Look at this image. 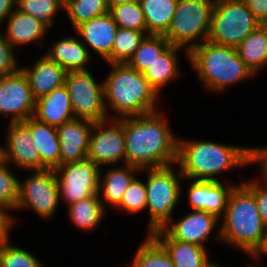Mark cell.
<instances>
[{
  "mask_svg": "<svg viewBox=\"0 0 267 267\" xmlns=\"http://www.w3.org/2000/svg\"><path fill=\"white\" fill-rule=\"evenodd\" d=\"M118 28L147 32L144 14L139 1L120 4L109 10Z\"/></svg>",
  "mask_w": 267,
  "mask_h": 267,
  "instance_id": "obj_34",
  "label": "cell"
},
{
  "mask_svg": "<svg viewBox=\"0 0 267 267\" xmlns=\"http://www.w3.org/2000/svg\"><path fill=\"white\" fill-rule=\"evenodd\" d=\"M148 34L164 35L173 18L178 0H138Z\"/></svg>",
  "mask_w": 267,
  "mask_h": 267,
  "instance_id": "obj_26",
  "label": "cell"
},
{
  "mask_svg": "<svg viewBox=\"0 0 267 267\" xmlns=\"http://www.w3.org/2000/svg\"><path fill=\"white\" fill-rule=\"evenodd\" d=\"M94 122L73 118L56 128L60 141V165L87 158Z\"/></svg>",
  "mask_w": 267,
  "mask_h": 267,
  "instance_id": "obj_14",
  "label": "cell"
},
{
  "mask_svg": "<svg viewBox=\"0 0 267 267\" xmlns=\"http://www.w3.org/2000/svg\"><path fill=\"white\" fill-rule=\"evenodd\" d=\"M218 221L219 218L212 213L194 210L177 223L165 225L162 230L172 239L204 247V241L209 240V234Z\"/></svg>",
  "mask_w": 267,
  "mask_h": 267,
  "instance_id": "obj_16",
  "label": "cell"
},
{
  "mask_svg": "<svg viewBox=\"0 0 267 267\" xmlns=\"http://www.w3.org/2000/svg\"><path fill=\"white\" fill-rule=\"evenodd\" d=\"M158 111L123 118L126 164L138 169L177 163L178 139Z\"/></svg>",
  "mask_w": 267,
  "mask_h": 267,
  "instance_id": "obj_1",
  "label": "cell"
},
{
  "mask_svg": "<svg viewBox=\"0 0 267 267\" xmlns=\"http://www.w3.org/2000/svg\"><path fill=\"white\" fill-rule=\"evenodd\" d=\"M59 200V184L53 169L36 170L24 183L19 182L17 208H33L40 217L48 218L54 214Z\"/></svg>",
  "mask_w": 267,
  "mask_h": 267,
  "instance_id": "obj_11",
  "label": "cell"
},
{
  "mask_svg": "<svg viewBox=\"0 0 267 267\" xmlns=\"http://www.w3.org/2000/svg\"><path fill=\"white\" fill-rule=\"evenodd\" d=\"M7 146L2 147V158L17 167L41 170L38 148L33 144L31 130L23 122H11L8 127Z\"/></svg>",
  "mask_w": 267,
  "mask_h": 267,
  "instance_id": "obj_15",
  "label": "cell"
},
{
  "mask_svg": "<svg viewBox=\"0 0 267 267\" xmlns=\"http://www.w3.org/2000/svg\"><path fill=\"white\" fill-rule=\"evenodd\" d=\"M208 267H220V266L219 265H216V263L214 264V263L211 262V264H209Z\"/></svg>",
  "mask_w": 267,
  "mask_h": 267,
  "instance_id": "obj_47",
  "label": "cell"
},
{
  "mask_svg": "<svg viewBox=\"0 0 267 267\" xmlns=\"http://www.w3.org/2000/svg\"><path fill=\"white\" fill-rule=\"evenodd\" d=\"M99 194L74 202L69 207V216L78 227L82 229H93L100 223L104 207Z\"/></svg>",
  "mask_w": 267,
  "mask_h": 267,
  "instance_id": "obj_29",
  "label": "cell"
},
{
  "mask_svg": "<svg viewBox=\"0 0 267 267\" xmlns=\"http://www.w3.org/2000/svg\"><path fill=\"white\" fill-rule=\"evenodd\" d=\"M137 250L131 267H175L164 246L150 233Z\"/></svg>",
  "mask_w": 267,
  "mask_h": 267,
  "instance_id": "obj_32",
  "label": "cell"
},
{
  "mask_svg": "<svg viewBox=\"0 0 267 267\" xmlns=\"http://www.w3.org/2000/svg\"><path fill=\"white\" fill-rule=\"evenodd\" d=\"M75 29L101 57L106 59L111 54L118 26L110 12L83 22Z\"/></svg>",
  "mask_w": 267,
  "mask_h": 267,
  "instance_id": "obj_20",
  "label": "cell"
},
{
  "mask_svg": "<svg viewBox=\"0 0 267 267\" xmlns=\"http://www.w3.org/2000/svg\"><path fill=\"white\" fill-rule=\"evenodd\" d=\"M76 28L83 22L109 13L106 0H64V8Z\"/></svg>",
  "mask_w": 267,
  "mask_h": 267,
  "instance_id": "obj_33",
  "label": "cell"
},
{
  "mask_svg": "<svg viewBox=\"0 0 267 267\" xmlns=\"http://www.w3.org/2000/svg\"><path fill=\"white\" fill-rule=\"evenodd\" d=\"M8 19L4 36L12 47L37 41L47 32V27L43 23L18 9H14Z\"/></svg>",
  "mask_w": 267,
  "mask_h": 267,
  "instance_id": "obj_23",
  "label": "cell"
},
{
  "mask_svg": "<svg viewBox=\"0 0 267 267\" xmlns=\"http://www.w3.org/2000/svg\"><path fill=\"white\" fill-rule=\"evenodd\" d=\"M138 0H106L109 10L120 4H127Z\"/></svg>",
  "mask_w": 267,
  "mask_h": 267,
  "instance_id": "obj_46",
  "label": "cell"
},
{
  "mask_svg": "<svg viewBox=\"0 0 267 267\" xmlns=\"http://www.w3.org/2000/svg\"><path fill=\"white\" fill-rule=\"evenodd\" d=\"M171 44L163 35L148 34L140 43L138 49L129 59L127 64L144 73Z\"/></svg>",
  "mask_w": 267,
  "mask_h": 267,
  "instance_id": "obj_30",
  "label": "cell"
},
{
  "mask_svg": "<svg viewBox=\"0 0 267 267\" xmlns=\"http://www.w3.org/2000/svg\"><path fill=\"white\" fill-rule=\"evenodd\" d=\"M99 168L88 158L55 168L59 196L70 205L99 194V175L101 174ZM58 174H60L59 177Z\"/></svg>",
  "mask_w": 267,
  "mask_h": 267,
  "instance_id": "obj_10",
  "label": "cell"
},
{
  "mask_svg": "<svg viewBox=\"0 0 267 267\" xmlns=\"http://www.w3.org/2000/svg\"><path fill=\"white\" fill-rule=\"evenodd\" d=\"M10 42L0 34V77L14 74L19 70Z\"/></svg>",
  "mask_w": 267,
  "mask_h": 267,
  "instance_id": "obj_39",
  "label": "cell"
},
{
  "mask_svg": "<svg viewBox=\"0 0 267 267\" xmlns=\"http://www.w3.org/2000/svg\"><path fill=\"white\" fill-rule=\"evenodd\" d=\"M223 219L218 232L221 241L230 242L253 256L263 243L266 225L254 194L243 183L230 192Z\"/></svg>",
  "mask_w": 267,
  "mask_h": 267,
  "instance_id": "obj_3",
  "label": "cell"
},
{
  "mask_svg": "<svg viewBox=\"0 0 267 267\" xmlns=\"http://www.w3.org/2000/svg\"><path fill=\"white\" fill-rule=\"evenodd\" d=\"M253 162H260L262 163V172L264 173V181H266V187H267V148H252L251 154H250V163Z\"/></svg>",
  "mask_w": 267,
  "mask_h": 267,
  "instance_id": "obj_43",
  "label": "cell"
},
{
  "mask_svg": "<svg viewBox=\"0 0 267 267\" xmlns=\"http://www.w3.org/2000/svg\"><path fill=\"white\" fill-rule=\"evenodd\" d=\"M146 202V186L134 178L117 207L128 210L129 213H135L146 208Z\"/></svg>",
  "mask_w": 267,
  "mask_h": 267,
  "instance_id": "obj_38",
  "label": "cell"
},
{
  "mask_svg": "<svg viewBox=\"0 0 267 267\" xmlns=\"http://www.w3.org/2000/svg\"><path fill=\"white\" fill-rule=\"evenodd\" d=\"M186 52L192 68L197 71L208 89L222 91L232 83L240 82L253 74L234 47L205 40L199 44L190 43Z\"/></svg>",
  "mask_w": 267,
  "mask_h": 267,
  "instance_id": "obj_5",
  "label": "cell"
},
{
  "mask_svg": "<svg viewBox=\"0 0 267 267\" xmlns=\"http://www.w3.org/2000/svg\"><path fill=\"white\" fill-rule=\"evenodd\" d=\"M252 148L222 145L210 141L178 140L177 163L182 178L219 181L223 170L250 163Z\"/></svg>",
  "mask_w": 267,
  "mask_h": 267,
  "instance_id": "obj_2",
  "label": "cell"
},
{
  "mask_svg": "<svg viewBox=\"0 0 267 267\" xmlns=\"http://www.w3.org/2000/svg\"><path fill=\"white\" fill-rule=\"evenodd\" d=\"M215 0H178L167 32L163 35L171 45L188 47L201 36L208 39Z\"/></svg>",
  "mask_w": 267,
  "mask_h": 267,
  "instance_id": "obj_8",
  "label": "cell"
},
{
  "mask_svg": "<svg viewBox=\"0 0 267 267\" xmlns=\"http://www.w3.org/2000/svg\"><path fill=\"white\" fill-rule=\"evenodd\" d=\"M148 33L132 29L118 28L111 54L105 59L111 63H127Z\"/></svg>",
  "mask_w": 267,
  "mask_h": 267,
  "instance_id": "obj_31",
  "label": "cell"
},
{
  "mask_svg": "<svg viewBox=\"0 0 267 267\" xmlns=\"http://www.w3.org/2000/svg\"><path fill=\"white\" fill-rule=\"evenodd\" d=\"M243 184L254 194L258 212L263 223L267 225V187H263L255 180Z\"/></svg>",
  "mask_w": 267,
  "mask_h": 267,
  "instance_id": "obj_40",
  "label": "cell"
},
{
  "mask_svg": "<svg viewBox=\"0 0 267 267\" xmlns=\"http://www.w3.org/2000/svg\"><path fill=\"white\" fill-rule=\"evenodd\" d=\"M30 130L33 144L38 148L41 170L60 166V141L56 127L50 126L34 117L23 122Z\"/></svg>",
  "mask_w": 267,
  "mask_h": 267,
  "instance_id": "obj_21",
  "label": "cell"
},
{
  "mask_svg": "<svg viewBox=\"0 0 267 267\" xmlns=\"http://www.w3.org/2000/svg\"><path fill=\"white\" fill-rule=\"evenodd\" d=\"M106 120L94 122L93 129L98 130L90 135L87 158L98 167L101 164H114L124 158L125 134L123 118L113 117V126L105 128Z\"/></svg>",
  "mask_w": 267,
  "mask_h": 267,
  "instance_id": "obj_12",
  "label": "cell"
},
{
  "mask_svg": "<svg viewBox=\"0 0 267 267\" xmlns=\"http://www.w3.org/2000/svg\"><path fill=\"white\" fill-rule=\"evenodd\" d=\"M260 25L244 0H215L207 40L236 48Z\"/></svg>",
  "mask_w": 267,
  "mask_h": 267,
  "instance_id": "obj_6",
  "label": "cell"
},
{
  "mask_svg": "<svg viewBox=\"0 0 267 267\" xmlns=\"http://www.w3.org/2000/svg\"><path fill=\"white\" fill-rule=\"evenodd\" d=\"M14 220L8 215L6 209L0 208V251L9 244V230Z\"/></svg>",
  "mask_w": 267,
  "mask_h": 267,
  "instance_id": "obj_41",
  "label": "cell"
},
{
  "mask_svg": "<svg viewBox=\"0 0 267 267\" xmlns=\"http://www.w3.org/2000/svg\"><path fill=\"white\" fill-rule=\"evenodd\" d=\"M8 162L0 159V208L16 209L19 199V182L8 169Z\"/></svg>",
  "mask_w": 267,
  "mask_h": 267,
  "instance_id": "obj_36",
  "label": "cell"
},
{
  "mask_svg": "<svg viewBox=\"0 0 267 267\" xmlns=\"http://www.w3.org/2000/svg\"><path fill=\"white\" fill-rule=\"evenodd\" d=\"M261 25H267V0H244Z\"/></svg>",
  "mask_w": 267,
  "mask_h": 267,
  "instance_id": "obj_42",
  "label": "cell"
},
{
  "mask_svg": "<svg viewBox=\"0 0 267 267\" xmlns=\"http://www.w3.org/2000/svg\"><path fill=\"white\" fill-rule=\"evenodd\" d=\"M126 165L125 169L116 168L111 169V171L109 170L103 180L101 175H99V191L102 189L103 198L115 207L120 204L126 189L135 178L132 172L140 170L129 164Z\"/></svg>",
  "mask_w": 267,
  "mask_h": 267,
  "instance_id": "obj_28",
  "label": "cell"
},
{
  "mask_svg": "<svg viewBox=\"0 0 267 267\" xmlns=\"http://www.w3.org/2000/svg\"><path fill=\"white\" fill-rule=\"evenodd\" d=\"M16 4L18 10L32 15L47 28L58 9L64 8V0H16Z\"/></svg>",
  "mask_w": 267,
  "mask_h": 267,
  "instance_id": "obj_35",
  "label": "cell"
},
{
  "mask_svg": "<svg viewBox=\"0 0 267 267\" xmlns=\"http://www.w3.org/2000/svg\"><path fill=\"white\" fill-rule=\"evenodd\" d=\"M262 253H267V225L265 226V236H264L263 243L260 249L252 257L258 258V256Z\"/></svg>",
  "mask_w": 267,
  "mask_h": 267,
  "instance_id": "obj_45",
  "label": "cell"
},
{
  "mask_svg": "<svg viewBox=\"0 0 267 267\" xmlns=\"http://www.w3.org/2000/svg\"><path fill=\"white\" fill-rule=\"evenodd\" d=\"M64 85L71 98L75 118L93 122L107 120L104 83L97 84L87 70L67 72Z\"/></svg>",
  "mask_w": 267,
  "mask_h": 267,
  "instance_id": "obj_9",
  "label": "cell"
},
{
  "mask_svg": "<svg viewBox=\"0 0 267 267\" xmlns=\"http://www.w3.org/2000/svg\"><path fill=\"white\" fill-rule=\"evenodd\" d=\"M152 235L167 250L175 267H208L211 264L205 247L172 239L162 229L154 231Z\"/></svg>",
  "mask_w": 267,
  "mask_h": 267,
  "instance_id": "obj_22",
  "label": "cell"
},
{
  "mask_svg": "<svg viewBox=\"0 0 267 267\" xmlns=\"http://www.w3.org/2000/svg\"><path fill=\"white\" fill-rule=\"evenodd\" d=\"M76 38H64L55 42L46 56L63 67L67 72L87 71L85 64L90 60L86 45Z\"/></svg>",
  "mask_w": 267,
  "mask_h": 267,
  "instance_id": "obj_24",
  "label": "cell"
},
{
  "mask_svg": "<svg viewBox=\"0 0 267 267\" xmlns=\"http://www.w3.org/2000/svg\"><path fill=\"white\" fill-rule=\"evenodd\" d=\"M0 267H42V264L27 250L8 244L0 251Z\"/></svg>",
  "mask_w": 267,
  "mask_h": 267,
  "instance_id": "obj_37",
  "label": "cell"
},
{
  "mask_svg": "<svg viewBox=\"0 0 267 267\" xmlns=\"http://www.w3.org/2000/svg\"><path fill=\"white\" fill-rule=\"evenodd\" d=\"M35 104L28 79L21 69L0 77V113H10V122H24L33 117Z\"/></svg>",
  "mask_w": 267,
  "mask_h": 267,
  "instance_id": "obj_13",
  "label": "cell"
},
{
  "mask_svg": "<svg viewBox=\"0 0 267 267\" xmlns=\"http://www.w3.org/2000/svg\"><path fill=\"white\" fill-rule=\"evenodd\" d=\"M148 170L146 208L149 209V230L152 234L172 220L171 213L179 201L181 187L171 165Z\"/></svg>",
  "mask_w": 267,
  "mask_h": 267,
  "instance_id": "obj_7",
  "label": "cell"
},
{
  "mask_svg": "<svg viewBox=\"0 0 267 267\" xmlns=\"http://www.w3.org/2000/svg\"><path fill=\"white\" fill-rule=\"evenodd\" d=\"M16 0H0V22L4 20L5 17H9L14 11Z\"/></svg>",
  "mask_w": 267,
  "mask_h": 267,
  "instance_id": "obj_44",
  "label": "cell"
},
{
  "mask_svg": "<svg viewBox=\"0 0 267 267\" xmlns=\"http://www.w3.org/2000/svg\"><path fill=\"white\" fill-rule=\"evenodd\" d=\"M26 75L35 100L65 84L67 71L46 55L40 58L32 69H21Z\"/></svg>",
  "mask_w": 267,
  "mask_h": 267,
  "instance_id": "obj_19",
  "label": "cell"
},
{
  "mask_svg": "<svg viewBox=\"0 0 267 267\" xmlns=\"http://www.w3.org/2000/svg\"><path fill=\"white\" fill-rule=\"evenodd\" d=\"M2 147L0 146V159L2 158Z\"/></svg>",
  "mask_w": 267,
  "mask_h": 267,
  "instance_id": "obj_48",
  "label": "cell"
},
{
  "mask_svg": "<svg viewBox=\"0 0 267 267\" xmlns=\"http://www.w3.org/2000/svg\"><path fill=\"white\" fill-rule=\"evenodd\" d=\"M113 70L104 83L107 100L121 118L146 115L155 110L158 93L144 74L127 63H111ZM107 98V99H106Z\"/></svg>",
  "mask_w": 267,
  "mask_h": 267,
  "instance_id": "obj_4",
  "label": "cell"
},
{
  "mask_svg": "<svg viewBox=\"0 0 267 267\" xmlns=\"http://www.w3.org/2000/svg\"><path fill=\"white\" fill-rule=\"evenodd\" d=\"M33 117L56 128L75 118L66 86L56 88L36 100Z\"/></svg>",
  "mask_w": 267,
  "mask_h": 267,
  "instance_id": "obj_18",
  "label": "cell"
},
{
  "mask_svg": "<svg viewBox=\"0 0 267 267\" xmlns=\"http://www.w3.org/2000/svg\"><path fill=\"white\" fill-rule=\"evenodd\" d=\"M183 47L170 45L143 73L150 85L159 93L163 85L178 75L177 50Z\"/></svg>",
  "mask_w": 267,
  "mask_h": 267,
  "instance_id": "obj_27",
  "label": "cell"
},
{
  "mask_svg": "<svg viewBox=\"0 0 267 267\" xmlns=\"http://www.w3.org/2000/svg\"><path fill=\"white\" fill-rule=\"evenodd\" d=\"M234 186L221 181H196L189 188V203L193 210L212 213L218 218L226 211L229 194Z\"/></svg>",
  "mask_w": 267,
  "mask_h": 267,
  "instance_id": "obj_17",
  "label": "cell"
},
{
  "mask_svg": "<svg viewBox=\"0 0 267 267\" xmlns=\"http://www.w3.org/2000/svg\"><path fill=\"white\" fill-rule=\"evenodd\" d=\"M246 67L256 73L267 64V25H260L236 47Z\"/></svg>",
  "mask_w": 267,
  "mask_h": 267,
  "instance_id": "obj_25",
  "label": "cell"
}]
</instances>
